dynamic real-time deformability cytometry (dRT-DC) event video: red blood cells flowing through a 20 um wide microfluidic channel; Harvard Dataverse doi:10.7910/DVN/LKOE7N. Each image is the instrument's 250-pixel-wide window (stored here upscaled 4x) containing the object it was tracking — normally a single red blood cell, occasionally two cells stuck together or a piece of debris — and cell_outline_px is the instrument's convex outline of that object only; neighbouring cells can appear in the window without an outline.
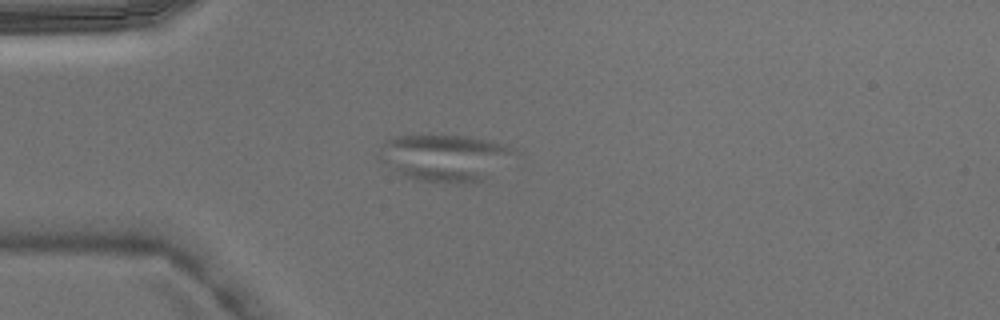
{"species": "Egyptian fruit bat (a non-hibernating species)", "species_latin": "Rousettus aegyptiacus", "temperature_condition": "warm", "stored_images_in_passage": 5, "camera_frame_rate_fps": 3000, "um_per_image_px": 0.085, "animal": {"sex": "male"}, "frame": {"image": 1, "passage_image": 4, "time_ms": 1.0, "image_size_px": [1000, 320], "cell_outline_px": [[516, 152], [480, 180], [468, 184], [452, 184], [416, 180], [404, 176], [396, 172], [380, 160], [376, 156], [384, 140], [396, 136], [464, 136], [488, 140], [516, 148]], "centroid_in_image_um": [37.7, 13.41], "position_along_channel_um": 47.3, "area_um2": 36.41}}